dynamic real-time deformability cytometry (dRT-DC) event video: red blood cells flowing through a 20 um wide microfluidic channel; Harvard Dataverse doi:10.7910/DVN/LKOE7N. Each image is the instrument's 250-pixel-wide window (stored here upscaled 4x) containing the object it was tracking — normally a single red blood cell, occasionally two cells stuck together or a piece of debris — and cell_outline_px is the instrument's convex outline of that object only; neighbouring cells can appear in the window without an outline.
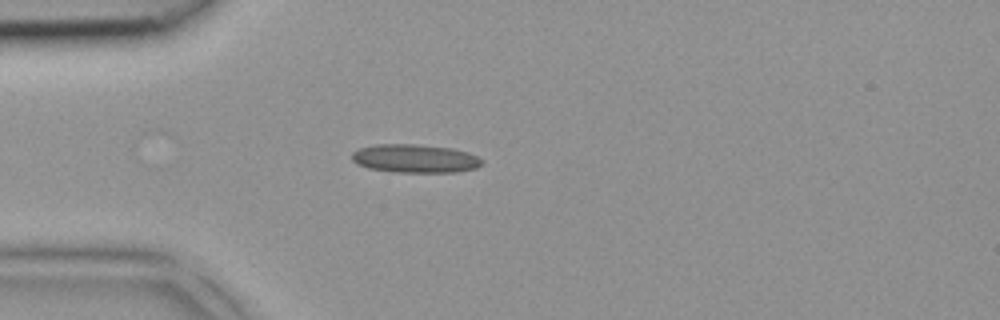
{"species": "common noctule bat (a hibernating species)", "species_latin": "Nyctalus noctula", "temperature_condition": "room temperature", "stored_images_in_passage": 3, "camera_frame_rate_fps": 3000, "um_per_image_px": 0.085, "animal": {"sex": "female", "body_mass_g": 18.4}, "frame": {"image": 1, "passage_image": 3, "time_ms": 0.667, "image_size_px": [1000, 320], "cell_outline_px": [[484, 164], [476, 168], [456, 172], [396, 172], [368, 168], [356, 164], [352, 160], [352, 152], [360, 148], [376, 144], [412, 144], [452, 148], [468, 152], [484, 160]], "centroid_in_image_um": [35.29, 13.48], "position_along_channel_um": 49.7, "area_um2": 21.62}}